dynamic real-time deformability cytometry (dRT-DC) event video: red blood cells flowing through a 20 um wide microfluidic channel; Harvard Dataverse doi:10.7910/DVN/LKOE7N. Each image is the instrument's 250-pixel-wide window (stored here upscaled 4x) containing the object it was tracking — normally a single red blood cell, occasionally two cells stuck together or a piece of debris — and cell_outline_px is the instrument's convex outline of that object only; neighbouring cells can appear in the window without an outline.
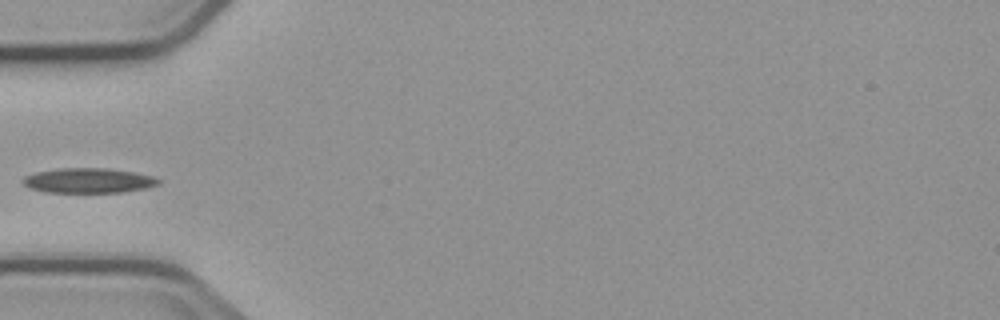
{"species": "common noctule bat (a hibernating species)", "species_latin": "Nyctalus noctula", "temperature_condition": "cold", "stored_images_in_passage": 5, "camera_frame_rate_fps": 3000, "um_per_image_px": 0.085, "animal": {"sex": "male", "body_mass_g": 23.1, "forearm_length_mm": 52.7}, "frame": {"image": 1, "passage_image": 5, "time_ms": 4.333, "image_size_px": [1000, 320], "cell_outline_px": [[160, 184], [144, 188], [124, 192], [44, 192], [28, 188], [20, 180], [24, 176], [36, 172], [56, 168], [108, 168], [136, 172], [156, 176], [160, 180]], "centroid_in_image_um": [7.51, 15.34], "position_along_channel_um": 77.5, "area_um2": 19.94}}